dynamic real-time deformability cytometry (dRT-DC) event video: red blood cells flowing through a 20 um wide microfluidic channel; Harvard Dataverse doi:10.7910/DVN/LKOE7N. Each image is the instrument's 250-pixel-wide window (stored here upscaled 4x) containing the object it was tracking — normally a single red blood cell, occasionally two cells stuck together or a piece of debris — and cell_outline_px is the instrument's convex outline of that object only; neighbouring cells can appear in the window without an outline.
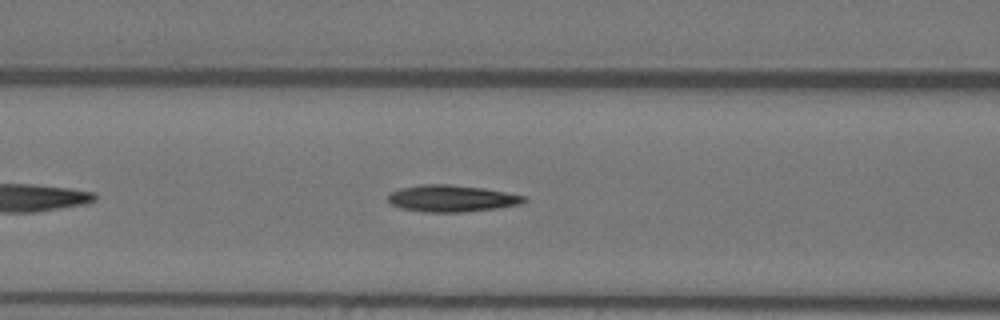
{"species": "Egyptian fruit bat (a non-hibernating species)", "species_latin": "Rousettus aegyptiacus", "temperature_condition": "warm", "stored_images_in_passage": 42, "camera_frame_rate_fps": 3000, "um_per_image_px": 0.085, "animal": {"sex": "female"}, "frame": {"image": 1, "passage_image": 10, "time_ms": 3.0, "image_size_px": [1000, 320], "cell_outline_px": [[528, 200], [524, 204], [500, 208], [464, 212], [424, 212], [400, 208], [392, 204], [388, 200], [388, 196], [392, 192], [400, 188], [420, 184], [448, 184], [484, 188], [528, 196]], "centroid_in_image_um": [38.47, 16.87], "position_along_channel_um": 128.1, "area_um2": 21.5}}
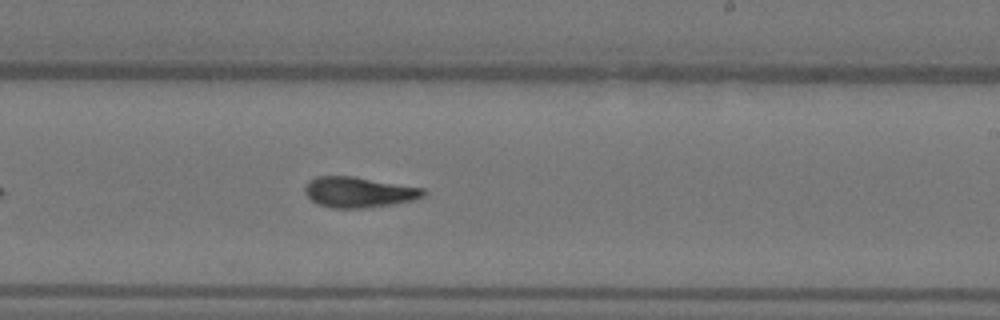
{"frame": {"image": 2, "passage_image": 21, "time_ms": 6.667, "image_size_px": [1000, 320], "cell_outline_px": [[424, 196], [416, 200], [392, 204], [360, 208], [332, 208], [320, 204], [312, 200], [304, 192], [304, 188], [308, 180], [316, 176], [352, 176], [424, 188]], "centroid_in_image_um": [30.48, 16.33], "position_along_channel_um": 258.5, "area_um2": 20.98}}
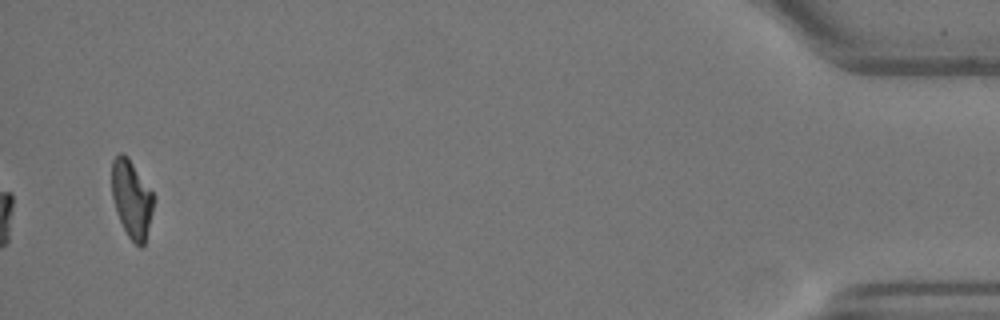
{"frame": {"image": 3, "passage_image": 42, "time_ms": 13.667, "image_size_px": [1000, 320], "cell_outline_px": [[152, 212], [144, 244], [140, 248], [128, 236], [116, 212], [112, 196], [112, 160], [120, 152], [124, 152], [128, 156], [152, 192]], "centroid_in_image_um": [11.16, 16.87], "position_along_channel_um": 424.0, "area_um2": 18.55}, "authors_computed_cell_mechanics": {"area_um2": 20.7213, "velocity_mm_per_s": 3.5628, "shape_relaxation_time_tau1_ms": 9.1004, "shape_relaxation_time_tau2_ms": 2.9678, "deformation_change_tau1": 0.2755, "deformation_change_tau2": 0.1069}}